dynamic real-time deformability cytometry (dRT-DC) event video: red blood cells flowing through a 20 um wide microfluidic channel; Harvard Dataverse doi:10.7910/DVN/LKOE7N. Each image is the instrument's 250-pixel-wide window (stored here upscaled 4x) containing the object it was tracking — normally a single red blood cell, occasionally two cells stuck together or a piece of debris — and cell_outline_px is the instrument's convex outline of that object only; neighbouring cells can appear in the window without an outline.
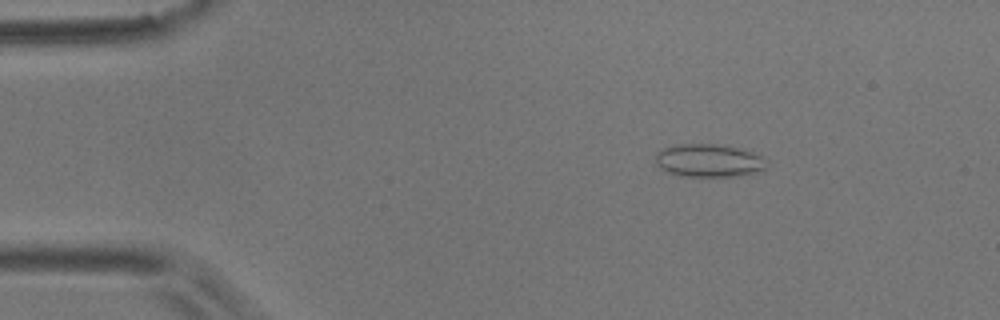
{"species": "common noctule bat (a hibernating species)", "species_latin": "Nyctalus noctula", "temperature_condition": "room temperature", "stored_images_in_passage": 4, "camera_frame_rate_fps": 3000, "um_per_image_px": 0.085, "animal": {"sex": "male", "body_mass_g": 17.9}, "frame": {"image": 1, "passage_image": 2, "time_ms": 0.333, "image_size_px": [1000, 320], "cell_outline_px": [[768, 168], [756, 172], [740, 176], [676, 176], [668, 172], [656, 164], [656, 152], [664, 148], [676, 144], [716, 144], [740, 148], [752, 152], [760, 156], [768, 164]], "centroid_in_image_um": [60.25, 13.65], "position_along_channel_um": 24.8, "area_um2": 21.44}}